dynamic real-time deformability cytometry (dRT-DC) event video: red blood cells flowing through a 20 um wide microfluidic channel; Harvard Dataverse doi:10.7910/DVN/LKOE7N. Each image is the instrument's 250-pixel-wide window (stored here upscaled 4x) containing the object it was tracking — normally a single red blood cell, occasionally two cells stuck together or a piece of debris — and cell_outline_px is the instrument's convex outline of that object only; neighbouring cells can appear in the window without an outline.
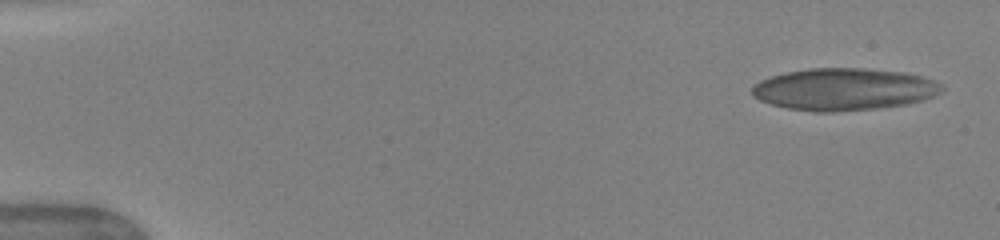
{"species": "human", "species_latin": "Homo sapiens", "temperature_condition": "warm", "stored_images_in_passage": 9, "camera_frame_rate_fps": 3000, "um_per_image_px": 0.085, "donor": {"sex": "female"}, "frame": {"image": 1, "passage_image": 1, "time_ms": 0.0, "image_size_px": [1000, 240], "cell_outline_px": [[944, 88], [940, 92], [932, 96], [920, 100], [904, 104], [876, 108], [832, 112], [816, 112], [788, 108], [772, 104], [760, 100], [752, 96], [752, 88], [760, 80], [772, 76], [788, 72], [812, 68], [864, 68], [900, 72], [920, 76], [932, 80], [940, 84]], "centroid_in_image_um": [71.69, 7.59], "position_along_channel_um": 13.3, "area_um2": 45.95}}